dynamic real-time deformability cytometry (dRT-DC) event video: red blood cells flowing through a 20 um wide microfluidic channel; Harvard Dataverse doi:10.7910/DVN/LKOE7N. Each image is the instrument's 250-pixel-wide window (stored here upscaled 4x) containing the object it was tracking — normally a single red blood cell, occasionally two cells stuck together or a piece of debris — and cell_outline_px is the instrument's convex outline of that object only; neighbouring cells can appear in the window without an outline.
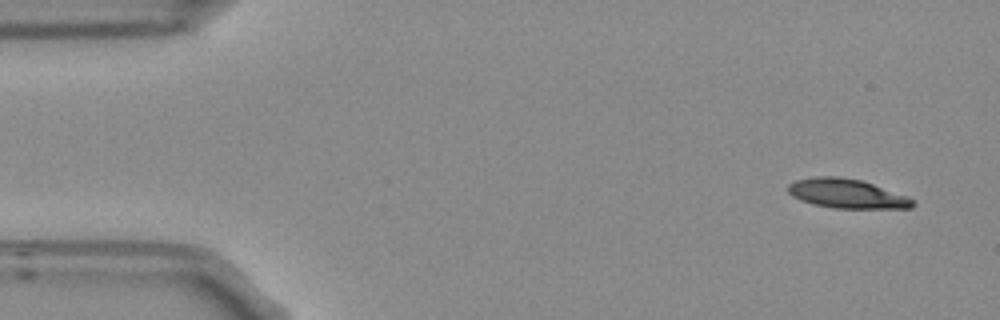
{"species": "Egyptian fruit bat (a non-hibernating species)", "species_latin": "Rousettus aegyptiacus", "temperature_condition": "room temperature", "stored_images_in_passage": 7, "camera_frame_rate_fps": 3000, "um_per_image_px": 0.085, "frame": {"image": 1, "passage_image": 1, "time_ms": 0.0, "image_size_px": [1000, 320], "cell_outline_px": [[916, 204], [912, 208], [832, 208], [812, 204], [800, 200], [792, 196], [788, 192], [788, 184], [796, 180], [816, 176], [840, 176], [860, 180], [908, 196], [916, 200]], "centroid_in_image_um": [71.99, 16.46], "position_along_channel_um": 13.0, "area_um2": 21.39}}
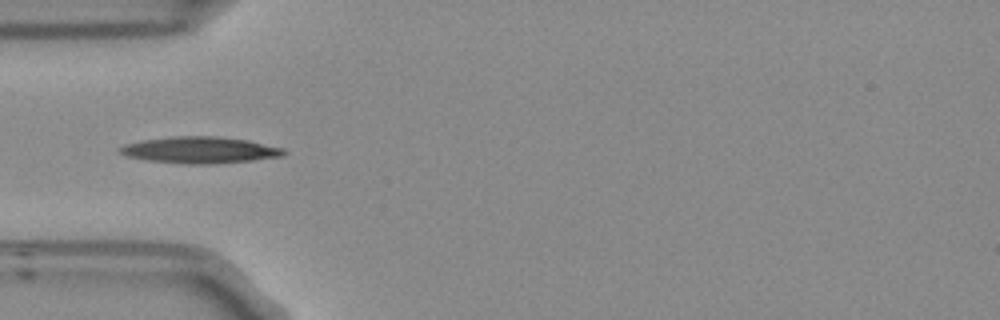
{"frame": {"image": 2, "passage_image": 4, "time_ms": 1.0, "image_size_px": [1000, 320], "cell_outline_px": [[284, 152], [280, 156], [252, 160], [208, 164], [188, 164], [148, 160], [128, 156], [120, 152], [116, 148], [124, 144], [144, 140], [172, 136], [216, 136], [248, 140], [284, 148]], "centroid_in_image_um": [16.96, 12.74], "position_along_channel_um": 68.0, "area_um2": 25.03}}